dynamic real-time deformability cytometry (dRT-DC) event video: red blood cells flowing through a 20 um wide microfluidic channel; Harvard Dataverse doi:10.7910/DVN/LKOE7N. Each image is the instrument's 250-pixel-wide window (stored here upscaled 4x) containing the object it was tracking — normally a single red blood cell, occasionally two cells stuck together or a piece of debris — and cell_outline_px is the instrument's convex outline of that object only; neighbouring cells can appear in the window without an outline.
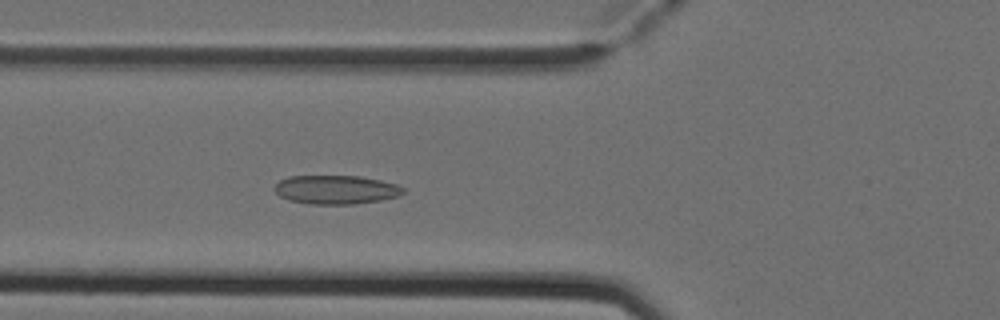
{"species": "Egyptian fruit bat (a non-hibernating species)", "species_latin": "Rousettus aegyptiacus", "temperature_condition": "cold", "stored_images_in_passage": 4, "camera_frame_rate_fps": 3000, "um_per_image_px": 0.085, "animal": {"sex": "female"}, "frame": {"image": 1, "passage_image": 4, "time_ms": 1.0, "image_size_px": [1000, 320], "cell_outline_px": [[404, 192], [400, 196], [380, 200], [352, 204], [308, 204], [288, 200], [280, 196], [272, 188], [280, 180], [288, 176], [360, 176], [380, 180], [396, 184], [404, 188]], "centroid_in_image_um": [28.54, 16.12], "position_along_channel_um": 97.3, "area_um2": 21.68}}